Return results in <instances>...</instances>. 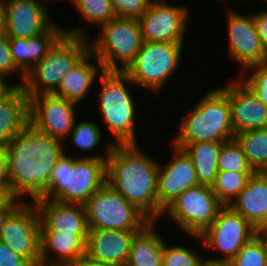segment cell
Wrapping results in <instances>:
<instances>
[{"label":"cell","instance_id":"6da1fadb","mask_svg":"<svg viewBox=\"0 0 267 266\" xmlns=\"http://www.w3.org/2000/svg\"><path fill=\"white\" fill-rule=\"evenodd\" d=\"M8 182L23 202L43 198L56 163L64 156V142L28 124L6 145Z\"/></svg>","mask_w":267,"mask_h":266},{"label":"cell","instance_id":"7a4b0ae2","mask_svg":"<svg viewBox=\"0 0 267 266\" xmlns=\"http://www.w3.org/2000/svg\"><path fill=\"white\" fill-rule=\"evenodd\" d=\"M139 144H114L107 158V183L157 222L159 161Z\"/></svg>","mask_w":267,"mask_h":266},{"label":"cell","instance_id":"3957f363","mask_svg":"<svg viewBox=\"0 0 267 266\" xmlns=\"http://www.w3.org/2000/svg\"><path fill=\"white\" fill-rule=\"evenodd\" d=\"M99 80V81H98ZM95 99L102 123L114 137V144H138V103L132 92L138 88L123 71H104L97 83ZM135 86V87H134ZM139 112V113H138ZM105 123V124H104ZM138 140V141H137Z\"/></svg>","mask_w":267,"mask_h":266},{"label":"cell","instance_id":"277c9868","mask_svg":"<svg viewBox=\"0 0 267 266\" xmlns=\"http://www.w3.org/2000/svg\"><path fill=\"white\" fill-rule=\"evenodd\" d=\"M180 121L170 140L173 144H193L197 142L229 141L235 133L231 123L228 96L216 86L208 88ZM177 132V133H176Z\"/></svg>","mask_w":267,"mask_h":266},{"label":"cell","instance_id":"5b68a950","mask_svg":"<svg viewBox=\"0 0 267 266\" xmlns=\"http://www.w3.org/2000/svg\"><path fill=\"white\" fill-rule=\"evenodd\" d=\"M106 182V159L64 154L52 170L43 199L84 205Z\"/></svg>","mask_w":267,"mask_h":266},{"label":"cell","instance_id":"8992f818","mask_svg":"<svg viewBox=\"0 0 267 266\" xmlns=\"http://www.w3.org/2000/svg\"><path fill=\"white\" fill-rule=\"evenodd\" d=\"M185 43L143 41L134 60L123 72L137 87L151 92L152 96L159 99L158 96L168 86L167 82L174 78L178 70L181 71L179 67L183 65Z\"/></svg>","mask_w":267,"mask_h":266},{"label":"cell","instance_id":"52a82bcc","mask_svg":"<svg viewBox=\"0 0 267 266\" xmlns=\"http://www.w3.org/2000/svg\"><path fill=\"white\" fill-rule=\"evenodd\" d=\"M90 50L88 38L64 34L26 74L21 85L29 96L53 94L63 77Z\"/></svg>","mask_w":267,"mask_h":266},{"label":"cell","instance_id":"ba28073f","mask_svg":"<svg viewBox=\"0 0 267 266\" xmlns=\"http://www.w3.org/2000/svg\"><path fill=\"white\" fill-rule=\"evenodd\" d=\"M99 29L98 36L89 38L90 51L104 71H124L143 43L138 19L116 17Z\"/></svg>","mask_w":267,"mask_h":266},{"label":"cell","instance_id":"9c48e42d","mask_svg":"<svg viewBox=\"0 0 267 266\" xmlns=\"http://www.w3.org/2000/svg\"><path fill=\"white\" fill-rule=\"evenodd\" d=\"M224 205L214 194L212 187L197 185L188 188L174 201H172L162 213L161 218H170L181 232L180 235L200 236L216 219L218 212ZM177 226V227H176Z\"/></svg>","mask_w":267,"mask_h":266},{"label":"cell","instance_id":"30bf717a","mask_svg":"<svg viewBox=\"0 0 267 266\" xmlns=\"http://www.w3.org/2000/svg\"><path fill=\"white\" fill-rule=\"evenodd\" d=\"M257 233L258 231L244 217L229 206H224L200 236L188 238L198 242L197 246L200 244L202 249H206L205 252H215V257L210 255L206 257V261L229 263Z\"/></svg>","mask_w":267,"mask_h":266},{"label":"cell","instance_id":"8fae6325","mask_svg":"<svg viewBox=\"0 0 267 266\" xmlns=\"http://www.w3.org/2000/svg\"><path fill=\"white\" fill-rule=\"evenodd\" d=\"M89 229L143 230L152 222L107 182L84 204Z\"/></svg>","mask_w":267,"mask_h":266},{"label":"cell","instance_id":"7c38bea8","mask_svg":"<svg viewBox=\"0 0 267 266\" xmlns=\"http://www.w3.org/2000/svg\"><path fill=\"white\" fill-rule=\"evenodd\" d=\"M187 5L167 0H151L145 13L138 19L143 41L187 42L190 16Z\"/></svg>","mask_w":267,"mask_h":266},{"label":"cell","instance_id":"4fadbf2b","mask_svg":"<svg viewBox=\"0 0 267 266\" xmlns=\"http://www.w3.org/2000/svg\"><path fill=\"white\" fill-rule=\"evenodd\" d=\"M227 30V55L239 65L240 74L250 66L267 62L252 13H241L231 6L225 9Z\"/></svg>","mask_w":267,"mask_h":266},{"label":"cell","instance_id":"5bb4252c","mask_svg":"<svg viewBox=\"0 0 267 266\" xmlns=\"http://www.w3.org/2000/svg\"><path fill=\"white\" fill-rule=\"evenodd\" d=\"M0 242L28 259L41 263L40 216L34 202H23L6 220Z\"/></svg>","mask_w":267,"mask_h":266},{"label":"cell","instance_id":"9a60e30c","mask_svg":"<svg viewBox=\"0 0 267 266\" xmlns=\"http://www.w3.org/2000/svg\"><path fill=\"white\" fill-rule=\"evenodd\" d=\"M79 108L81 105L76 102L53 94L29 96V124L36 130L64 142L78 119L76 109Z\"/></svg>","mask_w":267,"mask_h":266},{"label":"cell","instance_id":"2e32d148","mask_svg":"<svg viewBox=\"0 0 267 266\" xmlns=\"http://www.w3.org/2000/svg\"><path fill=\"white\" fill-rule=\"evenodd\" d=\"M50 2L53 4L51 0H3L4 33L9 38L30 39L47 31L56 22Z\"/></svg>","mask_w":267,"mask_h":266},{"label":"cell","instance_id":"e0dca14e","mask_svg":"<svg viewBox=\"0 0 267 266\" xmlns=\"http://www.w3.org/2000/svg\"><path fill=\"white\" fill-rule=\"evenodd\" d=\"M170 160L159 161L158 170V222L163 210L188 188L199 184L191 157L184 149L171 143ZM160 219V221H159Z\"/></svg>","mask_w":267,"mask_h":266},{"label":"cell","instance_id":"ac0fdd59","mask_svg":"<svg viewBox=\"0 0 267 266\" xmlns=\"http://www.w3.org/2000/svg\"><path fill=\"white\" fill-rule=\"evenodd\" d=\"M219 88L228 96L234 133L267 128V106L237 76Z\"/></svg>","mask_w":267,"mask_h":266},{"label":"cell","instance_id":"d6986e66","mask_svg":"<svg viewBox=\"0 0 267 266\" xmlns=\"http://www.w3.org/2000/svg\"><path fill=\"white\" fill-rule=\"evenodd\" d=\"M40 216V231H58L77 235L85 244L88 224L84 205L49 199L34 201Z\"/></svg>","mask_w":267,"mask_h":266},{"label":"cell","instance_id":"ffe728a7","mask_svg":"<svg viewBox=\"0 0 267 266\" xmlns=\"http://www.w3.org/2000/svg\"><path fill=\"white\" fill-rule=\"evenodd\" d=\"M142 230L89 229L85 254L91 258L125 266L134 237Z\"/></svg>","mask_w":267,"mask_h":266},{"label":"cell","instance_id":"44dd1931","mask_svg":"<svg viewBox=\"0 0 267 266\" xmlns=\"http://www.w3.org/2000/svg\"><path fill=\"white\" fill-rule=\"evenodd\" d=\"M229 207L257 231H267V172H254Z\"/></svg>","mask_w":267,"mask_h":266},{"label":"cell","instance_id":"7402d4cb","mask_svg":"<svg viewBox=\"0 0 267 266\" xmlns=\"http://www.w3.org/2000/svg\"><path fill=\"white\" fill-rule=\"evenodd\" d=\"M104 72L102 64L89 50L62 79L58 89L53 95L71 100L77 104L84 103L92 95L96 79ZM94 88V89H93ZM90 91V92H89Z\"/></svg>","mask_w":267,"mask_h":266},{"label":"cell","instance_id":"603a6c76","mask_svg":"<svg viewBox=\"0 0 267 266\" xmlns=\"http://www.w3.org/2000/svg\"><path fill=\"white\" fill-rule=\"evenodd\" d=\"M64 34V26L55 22L47 31L36 37L30 39L9 38L15 65L26 74L46 56Z\"/></svg>","mask_w":267,"mask_h":266},{"label":"cell","instance_id":"cb8c5ba5","mask_svg":"<svg viewBox=\"0 0 267 266\" xmlns=\"http://www.w3.org/2000/svg\"><path fill=\"white\" fill-rule=\"evenodd\" d=\"M40 237L41 263L73 266L85 254V243L77 235L40 231Z\"/></svg>","mask_w":267,"mask_h":266},{"label":"cell","instance_id":"d4e9b609","mask_svg":"<svg viewBox=\"0 0 267 266\" xmlns=\"http://www.w3.org/2000/svg\"><path fill=\"white\" fill-rule=\"evenodd\" d=\"M29 124V97L14 86L0 99V145L6 146Z\"/></svg>","mask_w":267,"mask_h":266},{"label":"cell","instance_id":"484cf974","mask_svg":"<svg viewBox=\"0 0 267 266\" xmlns=\"http://www.w3.org/2000/svg\"><path fill=\"white\" fill-rule=\"evenodd\" d=\"M78 120L76 119L72 131L70 132V134L66 137L64 141L65 154L69 156H74L75 154L76 157L78 158H102V159L107 160L114 146V143L112 142V140L107 141L106 145L103 146V149L104 147L105 149L101 151L100 153H98L97 151L96 153L93 152V150L98 149L99 145L101 146L102 144L101 142L103 141L105 137L103 136L104 135L103 134L104 129H102L103 125L101 126V123H100V126H99L98 122L94 121V119H92L93 121L88 120V119H83V121H81V118L80 119L78 118ZM68 140H70L71 144L74 146L75 149H77V151L79 150L80 153L81 152L84 153L86 151L85 152L86 154L82 155L81 153L80 155L79 153V156H78V153H74L75 151H73V153L69 151V149L71 148L68 147L67 149L66 147L67 145L69 146ZM90 151L93 153H91Z\"/></svg>","mask_w":267,"mask_h":266},{"label":"cell","instance_id":"4316f807","mask_svg":"<svg viewBox=\"0 0 267 266\" xmlns=\"http://www.w3.org/2000/svg\"><path fill=\"white\" fill-rule=\"evenodd\" d=\"M156 221L150 222L133 239L125 266H163V246L167 241Z\"/></svg>","mask_w":267,"mask_h":266},{"label":"cell","instance_id":"83f0119b","mask_svg":"<svg viewBox=\"0 0 267 266\" xmlns=\"http://www.w3.org/2000/svg\"><path fill=\"white\" fill-rule=\"evenodd\" d=\"M74 6V10L78 12L79 17L85 22L78 24L76 27H65V34L85 37L89 39L91 34L90 27H101L111 19L116 18V14L113 11L111 0H64ZM89 30V31H88Z\"/></svg>","mask_w":267,"mask_h":266},{"label":"cell","instance_id":"f1b7e54d","mask_svg":"<svg viewBox=\"0 0 267 266\" xmlns=\"http://www.w3.org/2000/svg\"><path fill=\"white\" fill-rule=\"evenodd\" d=\"M225 141L197 142L193 144H174L184 149L191 157L199 184L212 186L218 173V160Z\"/></svg>","mask_w":267,"mask_h":266},{"label":"cell","instance_id":"f546056e","mask_svg":"<svg viewBox=\"0 0 267 266\" xmlns=\"http://www.w3.org/2000/svg\"><path fill=\"white\" fill-rule=\"evenodd\" d=\"M234 139L255 172L267 171V128L242 131Z\"/></svg>","mask_w":267,"mask_h":266},{"label":"cell","instance_id":"4dcf8cb0","mask_svg":"<svg viewBox=\"0 0 267 266\" xmlns=\"http://www.w3.org/2000/svg\"><path fill=\"white\" fill-rule=\"evenodd\" d=\"M252 174L218 171L215 183L211 186L212 190L224 206H229L244 189L248 178Z\"/></svg>","mask_w":267,"mask_h":266},{"label":"cell","instance_id":"1f68e13d","mask_svg":"<svg viewBox=\"0 0 267 266\" xmlns=\"http://www.w3.org/2000/svg\"><path fill=\"white\" fill-rule=\"evenodd\" d=\"M168 242L166 241L163 246V266H205L206 256L204 257L194 246L187 247L183 242Z\"/></svg>","mask_w":267,"mask_h":266},{"label":"cell","instance_id":"d6a6232c","mask_svg":"<svg viewBox=\"0 0 267 266\" xmlns=\"http://www.w3.org/2000/svg\"><path fill=\"white\" fill-rule=\"evenodd\" d=\"M218 171H231L237 173L255 172L248 163L246 156L235 139L225 141L222 144L219 153Z\"/></svg>","mask_w":267,"mask_h":266},{"label":"cell","instance_id":"836d02e7","mask_svg":"<svg viewBox=\"0 0 267 266\" xmlns=\"http://www.w3.org/2000/svg\"><path fill=\"white\" fill-rule=\"evenodd\" d=\"M229 263L232 266H266L263 231H258Z\"/></svg>","mask_w":267,"mask_h":266},{"label":"cell","instance_id":"e575fe53","mask_svg":"<svg viewBox=\"0 0 267 266\" xmlns=\"http://www.w3.org/2000/svg\"><path fill=\"white\" fill-rule=\"evenodd\" d=\"M237 76L267 106V62L248 67Z\"/></svg>","mask_w":267,"mask_h":266},{"label":"cell","instance_id":"d590c367","mask_svg":"<svg viewBox=\"0 0 267 266\" xmlns=\"http://www.w3.org/2000/svg\"><path fill=\"white\" fill-rule=\"evenodd\" d=\"M0 75L8 81L16 76L17 80L10 81L14 86H21L25 79V74L15 65L9 45V37L3 32L0 33Z\"/></svg>","mask_w":267,"mask_h":266},{"label":"cell","instance_id":"8d00e7d4","mask_svg":"<svg viewBox=\"0 0 267 266\" xmlns=\"http://www.w3.org/2000/svg\"><path fill=\"white\" fill-rule=\"evenodd\" d=\"M151 0H111L116 17L139 19L147 10Z\"/></svg>","mask_w":267,"mask_h":266},{"label":"cell","instance_id":"74e56055","mask_svg":"<svg viewBox=\"0 0 267 266\" xmlns=\"http://www.w3.org/2000/svg\"><path fill=\"white\" fill-rule=\"evenodd\" d=\"M23 256L14 252L9 246L0 242V266H32Z\"/></svg>","mask_w":267,"mask_h":266},{"label":"cell","instance_id":"f35d334b","mask_svg":"<svg viewBox=\"0 0 267 266\" xmlns=\"http://www.w3.org/2000/svg\"><path fill=\"white\" fill-rule=\"evenodd\" d=\"M262 1L263 0H261V2ZM264 2L267 3V0H264L263 3ZM253 19L256 25L257 33L260 37L262 47L267 53V9H260V12H254Z\"/></svg>","mask_w":267,"mask_h":266},{"label":"cell","instance_id":"ab89813d","mask_svg":"<svg viewBox=\"0 0 267 266\" xmlns=\"http://www.w3.org/2000/svg\"><path fill=\"white\" fill-rule=\"evenodd\" d=\"M0 185H9L6 146L0 145Z\"/></svg>","mask_w":267,"mask_h":266},{"label":"cell","instance_id":"60d3db41","mask_svg":"<svg viewBox=\"0 0 267 266\" xmlns=\"http://www.w3.org/2000/svg\"><path fill=\"white\" fill-rule=\"evenodd\" d=\"M23 203L15 198L7 207L0 208V232L8 217Z\"/></svg>","mask_w":267,"mask_h":266},{"label":"cell","instance_id":"b9f144b4","mask_svg":"<svg viewBox=\"0 0 267 266\" xmlns=\"http://www.w3.org/2000/svg\"><path fill=\"white\" fill-rule=\"evenodd\" d=\"M73 266H118V265L107 263L101 260H97L84 254V256Z\"/></svg>","mask_w":267,"mask_h":266},{"label":"cell","instance_id":"7bdbcfd3","mask_svg":"<svg viewBox=\"0 0 267 266\" xmlns=\"http://www.w3.org/2000/svg\"><path fill=\"white\" fill-rule=\"evenodd\" d=\"M14 199L9 185H0V208L7 207Z\"/></svg>","mask_w":267,"mask_h":266},{"label":"cell","instance_id":"ee69618b","mask_svg":"<svg viewBox=\"0 0 267 266\" xmlns=\"http://www.w3.org/2000/svg\"><path fill=\"white\" fill-rule=\"evenodd\" d=\"M9 83L4 76L0 75V99L14 87L13 84Z\"/></svg>","mask_w":267,"mask_h":266},{"label":"cell","instance_id":"f6af8a7d","mask_svg":"<svg viewBox=\"0 0 267 266\" xmlns=\"http://www.w3.org/2000/svg\"><path fill=\"white\" fill-rule=\"evenodd\" d=\"M4 22H5L4 4L3 0H0V33L4 32Z\"/></svg>","mask_w":267,"mask_h":266},{"label":"cell","instance_id":"bcb514c9","mask_svg":"<svg viewBox=\"0 0 267 266\" xmlns=\"http://www.w3.org/2000/svg\"><path fill=\"white\" fill-rule=\"evenodd\" d=\"M205 266H232L228 262H210L206 261Z\"/></svg>","mask_w":267,"mask_h":266},{"label":"cell","instance_id":"7dc6e473","mask_svg":"<svg viewBox=\"0 0 267 266\" xmlns=\"http://www.w3.org/2000/svg\"><path fill=\"white\" fill-rule=\"evenodd\" d=\"M263 244L265 249L266 266H267V231H263Z\"/></svg>","mask_w":267,"mask_h":266},{"label":"cell","instance_id":"c3c4849f","mask_svg":"<svg viewBox=\"0 0 267 266\" xmlns=\"http://www.w3.org/2000/svg\"><path fill=\"white\" fill-rule=\"evenodd\" d=\"M32 266H66V265H55V264L38 263V264H34Z\"/></svg>","mask_w":267,"mask_h":266},{"label":"cell","instance_id":"681fc988","mask_svg":"<svg viewBox=\"0 0 267 266\" xmlns=\"http://www.w3.org/2000/svg\"><path fill=\"white\" fill-rule=\"evenodd\" d=\"M51 1H53V2H54V1H55V2H57V1H62V2H63L64 0H51Z\"/></svg>","mask_w":267,"mask_h":266}]
</instances>
